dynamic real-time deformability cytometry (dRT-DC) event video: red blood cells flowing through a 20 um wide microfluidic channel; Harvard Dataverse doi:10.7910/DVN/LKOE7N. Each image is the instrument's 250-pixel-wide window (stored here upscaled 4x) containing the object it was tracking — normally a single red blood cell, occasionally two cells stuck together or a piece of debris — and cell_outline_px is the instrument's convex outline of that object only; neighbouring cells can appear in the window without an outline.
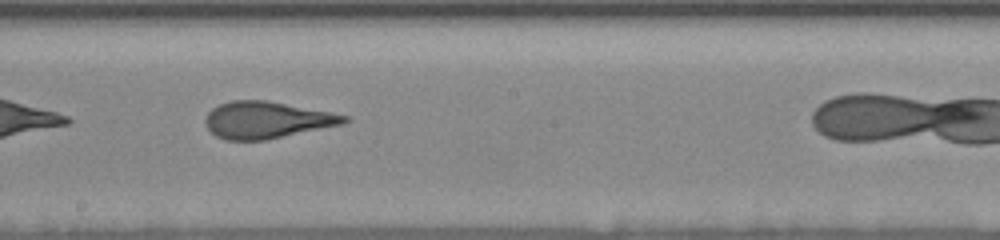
{"species": "human", "species_latin": "Homo sapiens", "temperature_condition": "room temperature", "stored_images_in_passage": 31, "camera_frame_rate_fps": 3000, "um_per_image_px": 0.085, "donor": {"sex": "female"}, "frame": {"image": 1, "passage_image": 14, "time_ms": 4.333, "image_size_px": [1000, 240], "cell_outline_px": [[348, 120], [344, 124], [264, 140], [224, 140], [216, 136], [208, 128], [204, 120], [208, 112], [212, 108], [220, 104], [232, 100], [264, 100], [328, 112], [348, 116]], "centroid_in_image_um": [22.62, 10.2], "position_along_channel_um": 225.6, "area_um2": 29.36}, "authors_computed_cell_mechanics": {"area_um2": 29.9982, "velocity_mm_per_s": 3.657, "shape_relaxation_time_tau1_ms": 6.619, "shape_relaxation_time_tau2_ms": 1.2753, "deformation_change_tau1": 0.2057, "deformation_change_tau2": 0.1066}}